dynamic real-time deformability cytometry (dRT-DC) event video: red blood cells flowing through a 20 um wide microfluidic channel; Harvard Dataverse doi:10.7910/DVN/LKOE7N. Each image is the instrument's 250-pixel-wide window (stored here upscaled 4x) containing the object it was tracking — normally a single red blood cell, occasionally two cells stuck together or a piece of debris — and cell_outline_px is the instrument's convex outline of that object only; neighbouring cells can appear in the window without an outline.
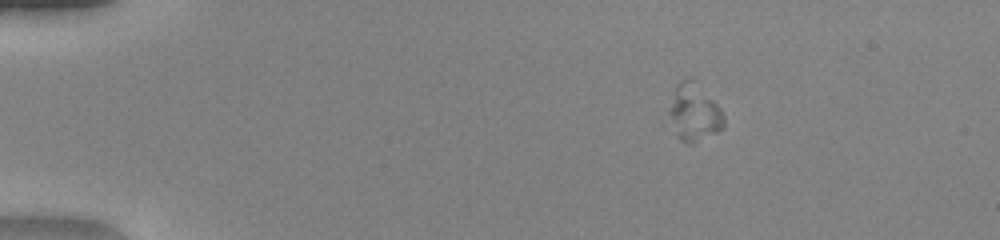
{"species": "human", "species_latin": "Homo sapiens", "temperature_condition": "warm", "stored_images_in_passage": 49, "camera_frame_rate_fps": 3000, "um_per_image_px": 0.085, "donor": {"sex": "female"}, "frame": {"image": 1, "passage_image": 7, "time_ms": 2.0, "image_size_px": [1000, 240], "cell_outline_px": [[724, 124], [716, 132], [692, 144], [684, 144], [664, 128], [660, 120], [676, 84], [680, 80], [688, 76], [696, 80], [720, 108], [724, 116]], "centroid_in_image_um": [58.78, 9.59], "position_along_channel_um": 26.2, "area_um2": 20.17}}
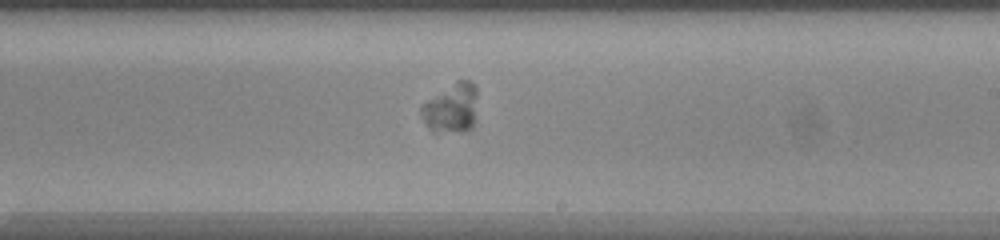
{"frame": {"image": 2, "passage_image": 30, "time_ms": 9.667, "image_size_px": [1000, 240], "cell_outline_px": [[476, 120], [472, 128], [464, 132], [432, 132], [428, 128], [420, 116], [420, 104], [456, 80], [472, 80], [476, 88]], "centroid_in_image_um": [38.35, 9.2], "position_along_channel_um": 250.6, "area_um2": 16.82}}
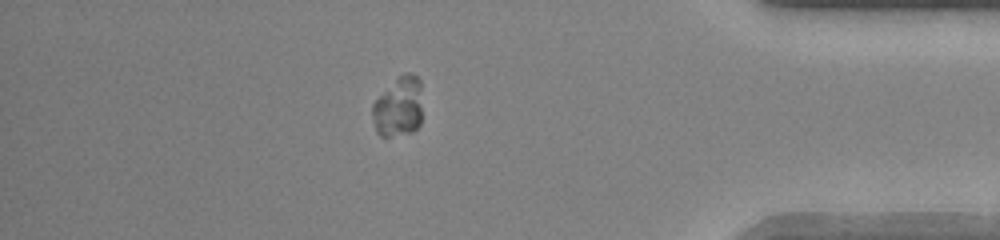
{"frame": {"image": 3, "passage_image": 43, "time_ms": 14.0, "image_size_px": [1000, 240], "cell_outline_px": [[420, 124], [412, 132], [388, 136], [380, 136], [376, 132], [372, 116], [372, 104], [404, 72], [412, 72], [420, 80]], "centroid_in_image_um": [33.86, 9.1], "position_along_channel_um": 401.3, "area_um2": 17.05}}